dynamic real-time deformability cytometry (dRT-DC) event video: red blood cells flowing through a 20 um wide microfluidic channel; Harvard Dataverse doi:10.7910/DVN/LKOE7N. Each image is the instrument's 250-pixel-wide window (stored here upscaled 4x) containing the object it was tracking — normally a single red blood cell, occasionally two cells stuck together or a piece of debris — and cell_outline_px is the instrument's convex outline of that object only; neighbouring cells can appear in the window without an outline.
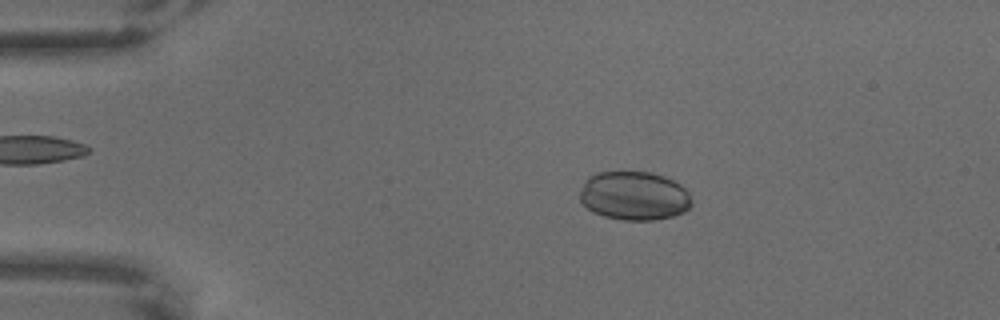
{"species": "common noctule bat (a hibernating species)", "species_latin": "Nyctalus noctula", "temperature_condition": "warm", "stored_images_in_passage": 5, "camera_frame_rate_fps": 3000, "um_per_image_px": 0.085, "animal": {"sex": "male", "body_mass_g": 18.8}, "frame": {"image": 1, "passage_image": 3, "time_ms": 0.667, "image_size_px": [1000, 320], "cell_outline_px": [[692, 204], [684, 212], [672, 216], [652, 220], [624, 220], [604, 216], [592, 212], [580, 200], [580, 192], [588, 176], [596, 172], [652, 172], [664, 176], [680, 184], [688, 192], [692, 200]], "centroid_in_image_um": [53.91, 16.64], "position_along_channel_um": 31.1, "area_um2": 31.79}}